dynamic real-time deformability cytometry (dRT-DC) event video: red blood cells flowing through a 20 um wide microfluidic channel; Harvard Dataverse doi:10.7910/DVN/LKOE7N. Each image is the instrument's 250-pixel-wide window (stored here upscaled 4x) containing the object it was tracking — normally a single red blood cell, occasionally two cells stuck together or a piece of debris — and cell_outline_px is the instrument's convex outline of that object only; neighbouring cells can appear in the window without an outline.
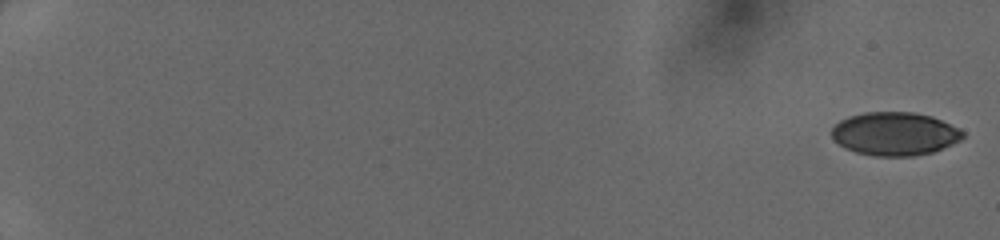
{"species": "human", "species_latin": "Homo sapiens", "temperature_condition": "cold", "stored_images_in_passage": 18, "camera_frame_rate_fps": 3000, "um_per_image_px": 0.085, "donor": {"sex": "female"}, "frame": {"image": 1, "passage_image": 1, "time_ms": 0.0, "image_size_px": [1000, 240], "cell_outline_px": [[964, 136], [960, 140], [952, 144], [932, 152], [912, 156], [876, 156], [856, 152], [844, 148], [832, 136], [832, 128], [840, 120], [848, 116], [864, 112], [912, 112], [932, 116], [960, 128], [964, 132]], "centroid_in_image_um": [76.06, 11.36], "position_along_channel_um": 8.9, "area_um2": 33.06}}
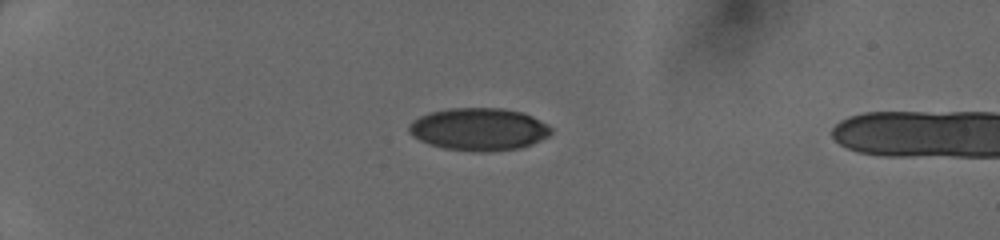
{"frame": {"image": 2, "passage_image": 15, "time_ms": 4.667, "image_size_px": [1000, 240], "cell_outline_px": [[552, 132], [548, 136], [532, 144], [520, 148], [484, 152], [444, 148], [420, 140], [412, 136], [408, 132], [408, 124], [412, 120], [420, 116], [432, 112], [448, 108], [504, 108], [524, 112], [548, 124], [552, 128]], "centroid_in_image_um": [40.72, 10.97], "position_along_channel_um": 44.3, "area_um2": 35.26}}